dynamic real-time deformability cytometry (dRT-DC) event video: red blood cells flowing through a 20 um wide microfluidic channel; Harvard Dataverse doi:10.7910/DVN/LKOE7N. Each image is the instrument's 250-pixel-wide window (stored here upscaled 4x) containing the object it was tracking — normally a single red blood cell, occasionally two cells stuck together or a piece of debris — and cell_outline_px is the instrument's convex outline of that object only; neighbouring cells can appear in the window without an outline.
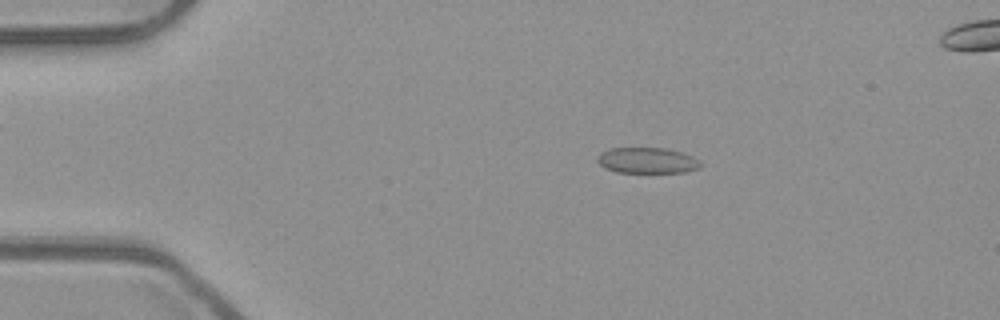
{"species": "common noctule bat (a hibernating species)", "species_latin": "Nyctalus noctula", "temperature_condition": "room temperature", "stored_images_in_passage": 54, "segment_of_instrument_passage": [1, 2], "camera_frame_rate_fps": 3000, "um_per_image_px": 0.085, "animal": {"sex": "male", "body_mass_g": 23.1, "forearm_length_mm": 52.7}, "frame": {"image": 1, "passage_image": 10, "time_ms": 3.0, "image_size_px": [1000, 320], "cell_outline_px": [[700, 168], [684, 172], [616, 172], [604, 168], [596, 160], [596, 156], [600, 152], [608, 148], [664, 148], [680, 152], [692, 156], [700, 160]], "centroid_in_image_um": [54.96, 13.63], "position_along_channel_um": 30.0, "area_um2": 15.55}}
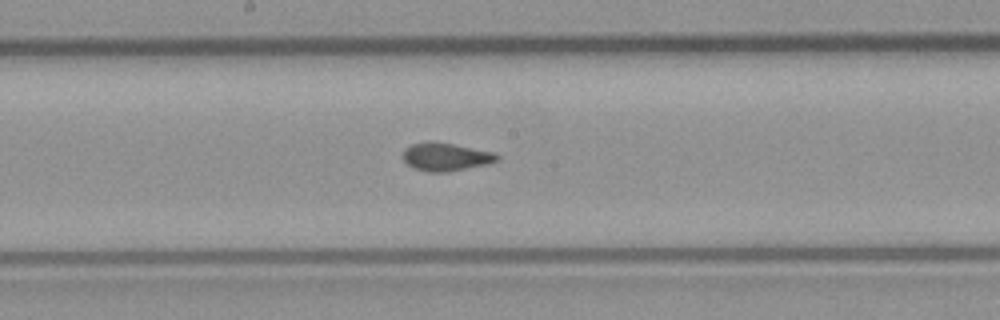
{"frame": {"image": 2, "passage_image": 28, "time_ms": 9.0, "image_size_px": [1000, 320], "cell_outline_px": [[500, 156], [496, 160], [488, 164], [448, 172], [428, 172], [416, 168], [408, 164], [404, 160], [404, 148], [412, 144], [432, 140], [436, 140], [496, 152]], "centroid_in_image_um": [37.92, 13.3], "position_along_channel_um": 210.3, "area_um2": 15.61}}
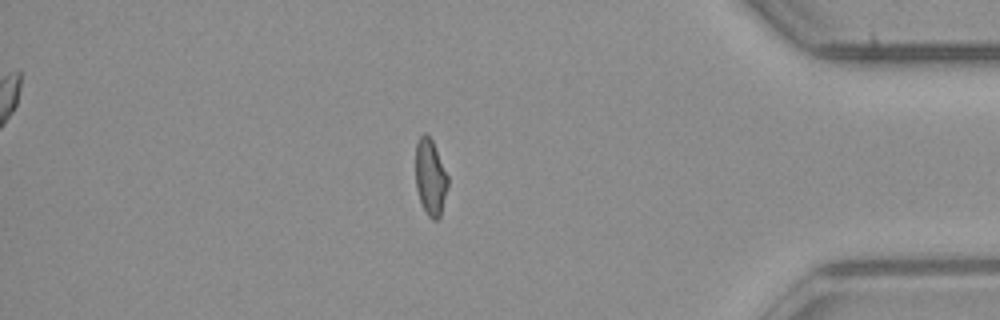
{"frame": {"image": 3, "passage_image": 45, "time_ms": 14.667, "image_size_px": [1000, 320], "cell_outline_px": [[448, 188], [440, 216], [436, 220], [432, 220], [428, 216], [420, 200], [416, 188], [416, 144], [420, 136], [424, 132], [432, 140], [448, 176]], "centroid_in_image_um": [36.59, 15.08], "position_along_channel_um": 398.6, "area_um2": 14.22}}